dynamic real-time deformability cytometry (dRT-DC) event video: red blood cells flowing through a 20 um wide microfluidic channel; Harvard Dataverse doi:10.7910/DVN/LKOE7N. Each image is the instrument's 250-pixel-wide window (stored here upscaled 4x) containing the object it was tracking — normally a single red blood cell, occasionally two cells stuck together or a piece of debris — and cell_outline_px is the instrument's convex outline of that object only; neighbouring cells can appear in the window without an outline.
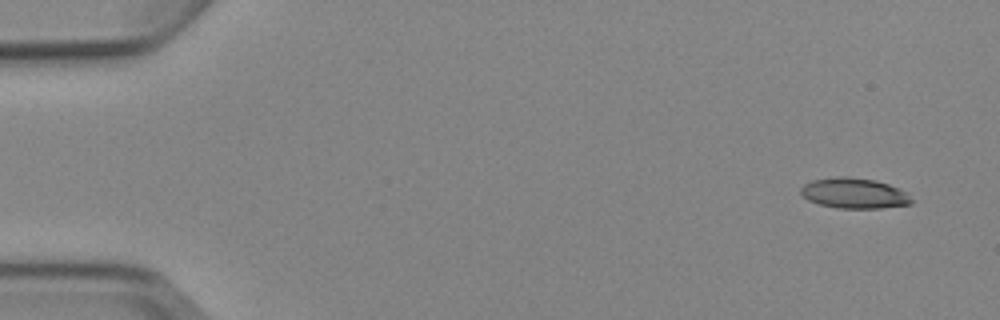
{"species": "Egyptian fruit bat (a non-hibernating species)", "species_latin": "Rousettus aegyptiacus", "temperature_condition": "cold", "stored_images_in_passage": 4, "camera_frame_rate_fps": 3000, "um_per_image_px": 0.085, "animal": {"sex": "female"}, "frame": {"image": 1, "passage_image": 1, "time_ms": 0.0, "image_size_px": [1000, 320], "cell_outline_px": [[912, 204], [880, 208], [836, 208], [820, 204], [808, 200], [800, 192], [800, 188], [804, 184], [812, 180], [840, 176], [848, 176], [876, 180], [900, 188], [908, 192], [912, 200]], "centroid_in_image_um": [72.63, 16.42], "position_along_channel_um": 12.4, "area_um2": 19.77}}
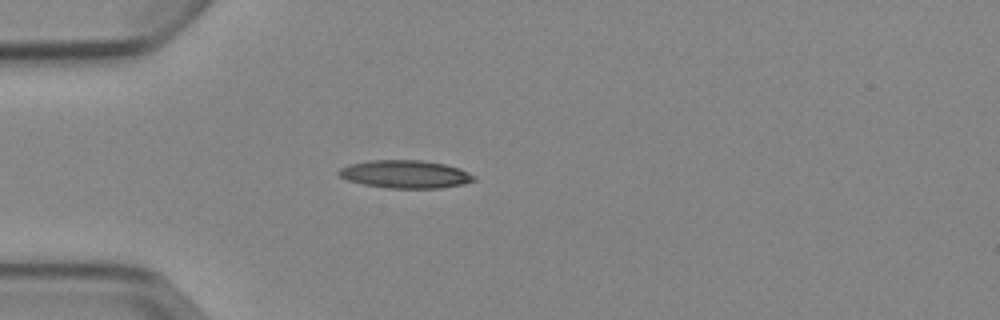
{"frame": {"image": 2, "passage_image": 4, "time_ms": 4.0, "image_size_px": [1000, 320], "cell_outline_px": [[476, 180], [464, 184], [440, 188], [388, 188], [364, 184], [348, 180], [340, 176], [336, 172], [340, 168], [348, 164], [368, 160], [424, 160], [444, 164], [460, 168], [476, 176]], "centroid_in_image_um": [34.46, 14.8], "position_along_channel_um": 50.5, "area_um2": 22.14}}